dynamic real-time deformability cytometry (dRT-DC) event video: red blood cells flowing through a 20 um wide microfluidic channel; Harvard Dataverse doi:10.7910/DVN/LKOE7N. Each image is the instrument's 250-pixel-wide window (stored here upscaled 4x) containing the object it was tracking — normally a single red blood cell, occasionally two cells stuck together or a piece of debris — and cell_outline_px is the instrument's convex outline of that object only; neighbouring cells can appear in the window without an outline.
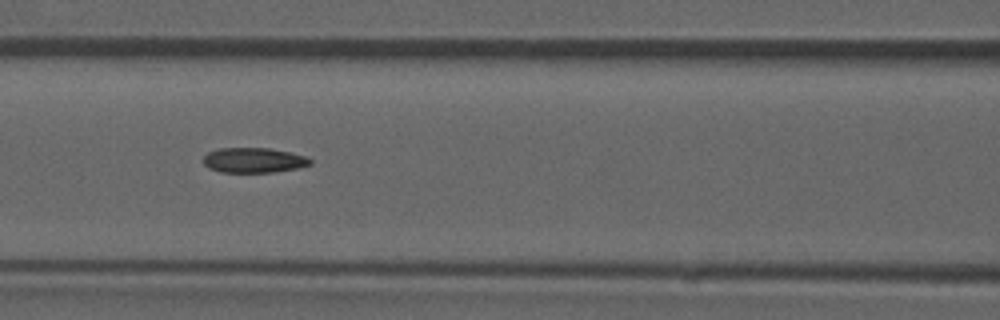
{"species": "common noctule bat (a hibernating species)", "species_latin": "Nyctalus noctula", "temperature_condition": "room temperature", "stored_images_in_passage": 43, "camera_frame_rate_fps": 3000, "um_per_image_px": 0.085, "animal": {"sex": "male", "forearm_length_mm": 52.5}, "frame": {"image": 1, "passage_image": 13, "time_ms": 4.0, "image_size_px": [1000, 320], "cell_outline_px": [[312, 164], [296, 168], [272, 172], [220, 172], [208, 168], [204, 164], [204, 156], [208, 152], [220, 148], [268, 148], [292, 152], [308, 156], [312, 160]], "centroid_in_image_um": [21.59, 13.61], "position_along_channel_um": 145.0, "area_um2": 15.66}}